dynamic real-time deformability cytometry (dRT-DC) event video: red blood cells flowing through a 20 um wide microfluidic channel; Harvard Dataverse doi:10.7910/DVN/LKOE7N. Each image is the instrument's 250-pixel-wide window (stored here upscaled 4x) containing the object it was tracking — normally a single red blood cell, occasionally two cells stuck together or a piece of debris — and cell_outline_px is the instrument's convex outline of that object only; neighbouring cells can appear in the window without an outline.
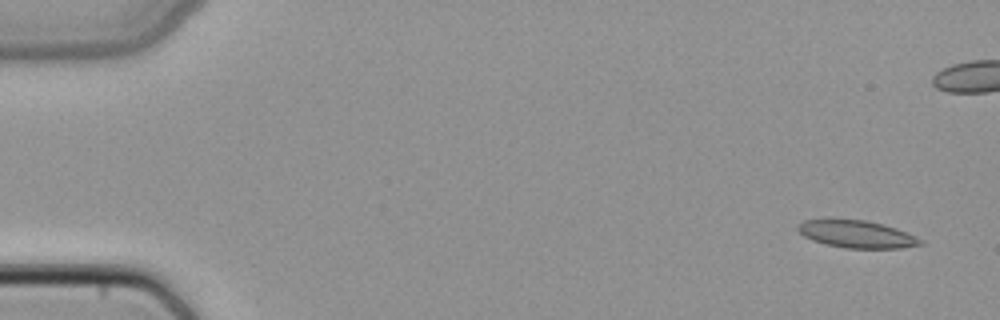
{"species": "common noctule bat (a hibernating species)", "species_latin": "Nyctalus noctula", "temperature_condition": "cold", "stored_images_in_passage": 6, "camera_frame_rate_fps": 3000, "um_per_image_px": 0.085, "animal": {"sex": "female", "body_mass_g": 22.7, "forearm_length_mm": 54.2}, "frame": {"image": 1, "passage_image": 1, "time_ms": 0.0, "image_size_px": [1000, 320], "cell_outline_px": [[924, 244], [900, 248], [844, 248], [824, 244], [812, 240], [804, 236], [796, 228], [796, 224], [804, 220], [868, 220], [896, 228], [924, 240]], "centroid_in_image_um": [72.82, 19.91], "position_along_channel_um": 12.2, "area_um2": 19.48}}